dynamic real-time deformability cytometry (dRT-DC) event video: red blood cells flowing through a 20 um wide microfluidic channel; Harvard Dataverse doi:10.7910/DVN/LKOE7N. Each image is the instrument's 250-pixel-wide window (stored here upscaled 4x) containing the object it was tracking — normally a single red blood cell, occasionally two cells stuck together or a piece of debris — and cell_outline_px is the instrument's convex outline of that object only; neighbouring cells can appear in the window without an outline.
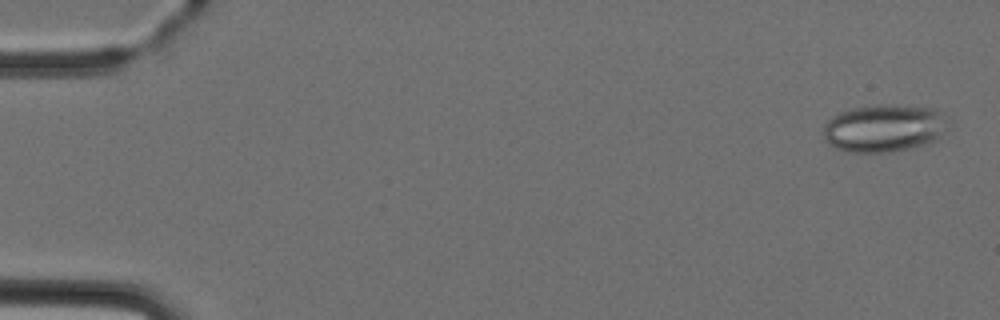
{"species": "Egyptian fruit bat (a non-hibernating species)", "species_latin": "Rousettus aegyptiacus", "temperature_condition": "cold", "stored_images_in_passage": 5, "camera_frame_rate_fps": 3000, "um_per_image_px": 0.085, "animal": {"sex": "female"}, "frame": {"image": 1, "passage_image": 1, "time_ms": 0.0, "image_size_px": [1000, 320], "cell_outline_px": [[940, 136], [936, 140], [928, 144], [888, 152], [852, 152], [836, 148], [824, 140], [824, 124], [832, 116], [840, 112], [852, 108], [880, 104], [936, 108], [940, 112]], "centroid_in_image_um": [75.03, 10.9], "position_along_channel_um": 10.0, "area_um2": 33.76}}